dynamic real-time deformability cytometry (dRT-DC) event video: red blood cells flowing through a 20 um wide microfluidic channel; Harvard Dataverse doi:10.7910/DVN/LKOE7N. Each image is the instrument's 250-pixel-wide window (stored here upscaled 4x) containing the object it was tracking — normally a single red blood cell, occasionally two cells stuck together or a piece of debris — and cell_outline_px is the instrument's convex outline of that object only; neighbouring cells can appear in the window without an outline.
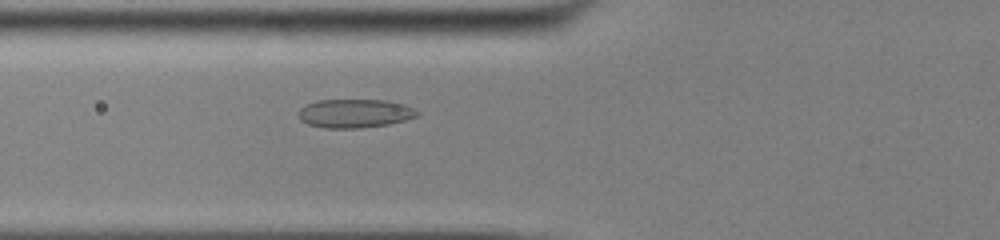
{"species": "common noctule bat (a hibernating species)", "species_latin": "Nyctalus noctula", "temperature_condition": "cold", "stored_images_in_passage": 40, "camera_frame_rate_fps": 3000, "um_per_image_px": 0.085, "animal": {"sex": "male", "body_mass_g": 13.0, "forearm_length_mm": 53.1}, "frame": {"image": 1, "passage_image": 8, "time_ms": 2.333, "image_size_px": [1000, 240], "cell_outline_px": [[420, 116], [408, 120], [388, 124], [360, 128], [324, 128], [308, 124], [300, 120], [300, 108], [316, 100], [388, 100], [404, 104], [420, 112]], "centroid_in_image_um": [30.21, 9.64], "position_along_channel_um": 95.6, "area_um2": 19.94}}
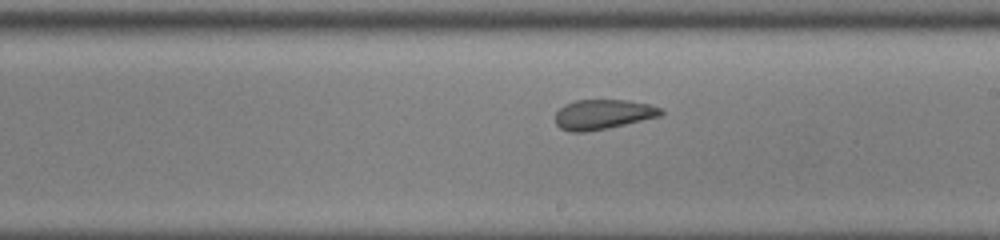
{"frame": {"image": 2, "passage_image": 19, "time_ms": 6.0, "image_size_px": [1000, 240], "cell_outline_px": [[664, 112], [660, 116], [608, 128], [584, 132], [568, 132], [560, 128], [556, 124], [556, 112], [564, 104], [576, 100], [628, 100], [648, 104], [660, 108]], "centroid_in_image_um": [51.22, 9.72], "position_along_channel_um": 237.8, "area_um2": 18.32}}
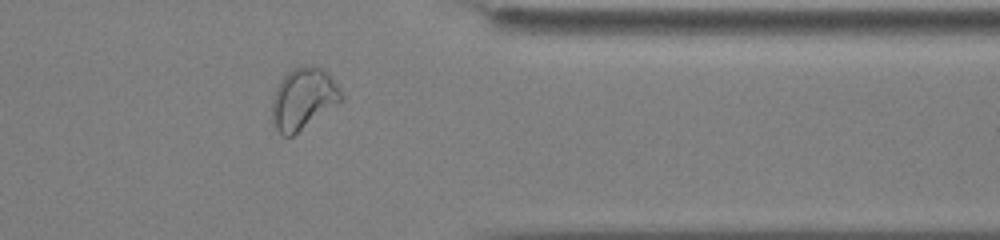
{"frame": {"image": 3, "passage_image": 31, "time_ms": 10.0, "image_size_px": [1000, 240], "cell_outline_px": [[344, 96], [340, 100], [292, 136], [284, 136], [276, 128], [272, 120], [272, 100], [276, 88], [280, 80], [292, 68], [300, 64], [320, 68], [328, 72]], "centroid_in_image_um": [25.74, 8.34], "position_along_channel_um": 385.7, "area_um2": 24.16}, "authors_computed_cell_mechanics": {"area_um2": 19.9988, "velocity_mm_per_s": 3.874, "shape_relaxation_time_tau1_ms": null, "shape_relaxation_time_tau2_ms": 1.8257, "deformation_change_tau1": null, "deformation_change_tau2": 0.0687}}